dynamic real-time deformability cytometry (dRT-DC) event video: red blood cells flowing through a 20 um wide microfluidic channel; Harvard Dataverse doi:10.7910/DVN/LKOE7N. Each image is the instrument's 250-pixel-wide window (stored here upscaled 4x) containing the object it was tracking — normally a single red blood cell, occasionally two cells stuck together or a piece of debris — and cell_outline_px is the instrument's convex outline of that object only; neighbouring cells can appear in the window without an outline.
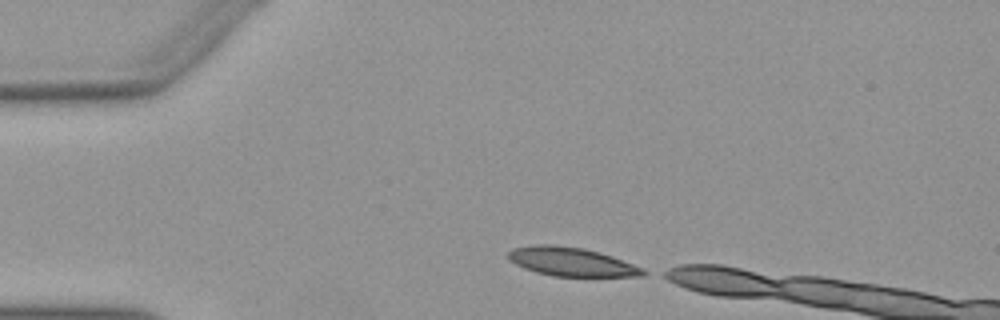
{"species": "Egyptian fruit bat (a non-hibernating species)", "species_latin": "Rousettus aegyptiacus", "temperature_condition": "warm", "stored_images_in_passage": 9, "camera_frame_rate_fps": 3000, "um_per_image_px": 0.085, "animal": {"sex": "female"}, "frame": {"image": 1, "passage_image": 1, "time_ms": 0.0, "image_size_px": [1000, 320], "cell_outline_px": [[652, 272], [644, 276], [552, 276], [536, 272], [524, 268], [508, 260], [508, 252], [512, 248], [540, 244], [548, 244], [580, 248], [612, 256], [644, 268]], "centroid_in_image_um": [48.6, 22.26], "position_along_channel_um": 36.4, "area_um2": 22.48}}
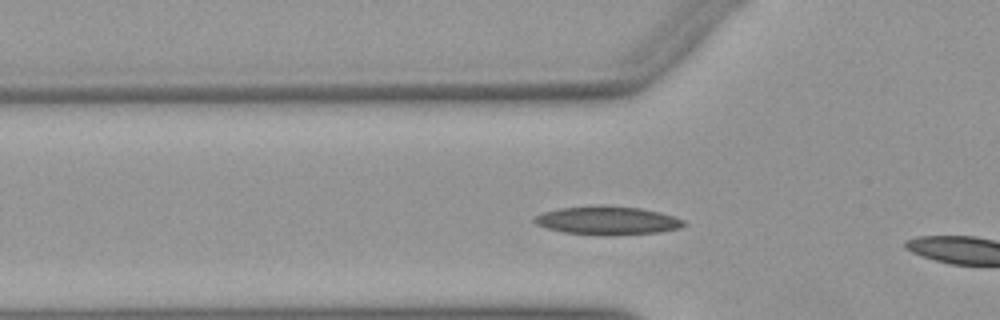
{"frame": {"image": 2, "passage_image": 7, "time_ms": 2.0, "image_size_px": [1000, 320], "cell_outline_px": [[684, 224], [680, 228], [660, 232], [604, 236], [564, 232], [548, 228], [536, 224], [532, 220], [536, 216], [544, 212], [560, 208], [600, 204], [640, 208], [660, 212], [684, 220]], "centroid_in_image_um": [51.62, 18.74], "position_along_channel_um": 74.2, "area_um2": 24.85}}